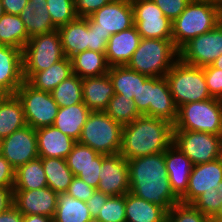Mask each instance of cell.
I'll return each instance as SVG.
<instances>
[{
	"mask_svg": "<svg viewBox=\"0 0 222 222\" xmlns=\"http://www.w3.org/2000/svg\"><path fill=\"white\" fill-rule=\"evenodd\" d=\"M130 190L137 197L168 212L180 199L171 189L165 165V152L129 159Z\"/></svg>",
	"mask_w": 222,
	"mask_h": 222,
	"instance_id": "6da1fadb",
	"label": "cell"
},
{
	"mask_svg": "<svg viewBox=\"0 0 222 222\" xmlns=\"http://www.w3.org/2000/svg\"><path fill=\"white\" fill-rule=\"evenodd\" d=\"M172 143V124L142 115L123 126L120 154L127 160L134 159L165 152Z\"/></svg>",
	"mask_w": 222,
	"mask_h": 222,
	"instance_id": "7a4b0ae2",
	"label": "cell"
},
{
	"mask_svg": "<svg viewBox=\"0 0 222 222\" xmlns=\"http://www.w3.org/2000/svg\"><path fill=\"white\" fill-rule=\"evenodd\" d=\"M219 23V5L215 0H191L172 22V40L180 50L187 42L213 29Z\"/></svg>",
	"mask_w": 222,
	"mask_h": 222,
	"instance_id": "3957f363",
	"label": "cell"
},
{
	"mask_svg": "<svg viewBox=\"0 0 222 222\" xmlns=\"http://www.w3.org/2000/svg\"><path fill=\"white\" fill-rule=\"evenodd\" d=\"M178 59L172 39L142 38L126 66L149 77H164Z\"/></svg>",
	"mask_w": 222,
	"mask_h": 222,
	"instance_id": "277c9868",
	"label": "cell"
},
{
	"mask_svg": "<svg viewBox=\"0 0 222 222\" xmlns=\"http://www.w3.org/2000/svg\"><path fill=\"white\" fill-rule=\"evenodd\" d=\"M176 106L212 98L208 92L202 67L187 64L180 58L166 74Z\"/></svg>",
	"mask_w": 222,
	"mask_h": 222,
	"instance_id": "5b68a950",
	"label": "cell"
},
{
	"mask_svg": "<svg viewBox=\"0 0 222 222\" xmlns=\"http://www.w3.org/2000/svg\"><path fill=\"white\" fill-rule=\"evenodd\" d=\"M134 103L142 115L162 119L172 125L176 122L178 107L165 76L149 77L140 85Z\"/></svg>",
	"mask_w": 222,
	"mask_h": 222,
	"instance_id": "8992f818",
	"label": "cell"
},
{
	"mask_svg": "<svg viewBox=\"0 0 222 222\" xmlns=\"http://www.w3.org/2000/svg\"><path fill=\"white\" fill-rule=\"evenodd\" d=\"M122 133L123 125L115 122L104 111H91L78 142L91 147L99 154H118Z\"/></svg>",
	"mask_w": 222,
	"mask_h": 222,
	"instance_id": "52a82bcc",
	"label": "cell"
},
{
	"mask_svg": "<svg viewBox=\"0 0 222 222\" xmlns=\"http://www.w3.org/2000/svg\"><path fill=\"white\" fill-rule=\"evenodd\" d=\"M65 57L58 30L31 37L22 50L23 78L48 69Z\"/></svg>",
	"mask_w": 222,
	"mask_h": 222,
	"instance_id": "ba28073f",
	"label": "cell"
},
{
	"mask_svg": "<svg viewBox=\"0 0 222 222\" xmlns=\"http://www.w3.org/2000/svg\"><path fill=\"white\" fill-rule=\"evenodd\" d=\"M173 130L222 135V108L217 98L184 104L178 108Z\"/></svg>",
	"mask_w": 222,
	"mask_h": 222,
	"instance_id": "9c48e42d",
	"label": "cell"
},
{
	"mask_svg": "<svg viewBox=\"0 0 222 222\" xmlns=\"http://www.w3.org/2000/svg\"><path fill=\"white\" fill-rule=\"evenodd\" d=\"M21 100L26 124L34 129L52 126L59 106L50 92L34 89L24 81L16 91Z\"/></svg>",
	"mask_w": 222,
	"mask_h": 222,
	"instance_id": "30bf717a",
	"label": "cell"
},
{
	"mask_svg": "<svg viewBox=\"0 0 222 222\" xmlns=\"http://www.w3.org/2000/svg\"><path fill=\"white\" fill-rule=\"evenodd\" d=\"M173 144L190 159L193 165L211 162L222 157V135L173 130Z\"/></svg>",
	"mask_w": 222,
	"mask_h": 222,
	"instance_id": "8fae6325",
	"label": "cell"
},
{
	"mask_svg": "<svg viewBox=\"0 0 222 222\" xmlns=\"http://www.w3.org/2000/svg\"><path fill=\"white\" fill-rule=\"evenodd\" d=\"M134 25L142 38L172 39V21L153 0H131Z\"/></svg>",
	"mask_w": 222,
	"mask_h": 222,
	"instance_id": "7c38bea8",
	"label": "cell"
},
{
	"mask_svg": "<svg viewBox=\"0 0 222 222\" xmlns=\"http://www.w3.org/2000/svg\"><path fill=\"white\" fill-rule=\"evenodd\" d=\"M222 54V24L191 39L179 50V58L190 65H211Z\"/></svg>",
	"mask_w": 222,
	"mask_h": 222,
	"instance_id": "4fadbf2b",
	"label": "cell"
},
{
	"mask_svg": "<svg viewBox=\"0 0 222 222\" xmlns=\"http://www.w3.org/2000/svg\"><path fill=\"white\" fill-rule=\"evenodd\" d=\"M1 155L16 169L38 158L36 129L26 125L3 138Z\"/></svg>",
	"mask_w": 222,
	"mask_h": 222,
	"instance_id": "5bb4252c",
	"label": "cell"
},
{
	"mask_svg": "<svg viewBox=\"0 0 222 222\" xmlns=\"http://www.w3.org/2000/svg\"><path fill=\"white\" fill-rule=\"evenodd\" d=\"M99 171L97 190L108 196H121L129 192L128 161L120 153L106 155Z\"/></svg>",
	"mask_w": 222,
	"mask_h": 222,
	"instance_id": "9a60e30c",
	"label": "cell"
},
{
	"mask_svg": "<svg viewBox=\"0 0 222 222\" xmlns=\"http://www.w3.org/2000/svg\"><path fill=\"white\" fill-rule=\"evenodd\" d=\"M89 17L97 24V28L111 35L134 26L131 0H112Z\"/></svg>",
	"mask_w": 222,
	"mask_h": 222,
	"instance_id": "2e32d148",
	"label": "cell"
},
{
	"mask_svg": "<svg viewBox=\"0 0 222 222\" xmlns=\"http://www.w3.org/2000/svg\"><path fill=\"white\" fill-rule=\"evenodd\" d=\"M58 193L50 187L33 190H13V205L23 215H44L54 217Z\"/></svg>",
	"mask_w": 222,
	"mask_h": 222,
	"instance_id": "e0dca14e",
	"label": "cell"
},
{
	"mask_svg": "<svg viewBox=\"0 0 222 222\" xmlns=\"http://www.w3.org/2000/svg\"><path fill=\"white\" fill-rule=\"evenodd\" d=\"M213 187H222V157L193 165L187 192L180 198V202L192 204L203 192Z\"/></svg>",
	"mask_w": 222,
	"mask_h": 222,
	"instance_id": "ac0fdd59",
	"label": "cell"
},
{
	"mask_svg": "<svg viewBox=\"0 0 222 222\" xmlns=\"http://www.w3.org/2000/svg\"><path fill=\"white\" fill-rule=\"evenodd\" d=\"M23 82L22 50L0 45V95L16 94Z\"/></svg>",
	"mask_w": 222,
	"mask_h": 222,
	"instance_id": "d6986e66",
	"label": "cell"
},
{
	"mask_svg": "<svg viewBox=\"0 0 222 222\" xmlns=\"http://www.w3.org/2000/svg\"><path fill=\"white\" fill-rule=\"evenodd\" d=\"M165 165L171 189L180 199L187 192L193 163L172 143L165 151Z\"/></svg>",
	"mask_w": 222,
	"mask_h": 222,
	"instance_id": "ffe728a7",
	"label": "cell"
},
{
	"mask_svg": "<svg viewBox=\"0 0 222 222\" xmlns=\"http://www.w3.org/2000/svg\"><path fill=\"white\" fill-rule=\"evenodd\" d=\"M141 39L135 25L127 30L112 34L107 42L105 52L109 66L126 65L138 48Z\"/></svg>",
	"mask_w": 222,
	"mask_h": 222,
	"instance_id": "44dd1931",
	"label": "cell"
},
{
	"mask_svg": "<svg viewBox=\"0 0 222 222\" xmlns=\"http://www.w3.org/2000/svg\"><path fill=\"white\" fill-rule=\"evenodd\" d=\"M38 156L66 159L77 142L52 126L36 129Z\"/></svg>",
	"mask_w": 222,
	"mask_h": 222,
	"instance_id": "7402d4cb",
	"label": "cell"
},
{
	"mask_svg": "<svg viewBox=\"0 0 222 222\" xmlns=\"http://www.w3.org/2000/svg\"><path fill=\"white\" fill-rule=\"evenodd\" d=\"M83 102L91 111H105L115 95L109 74L82 79Z\"/></svg>",
	"mask_w": 222,
	"mask_h": 222,
	"instance_id": "603a6c76",
	"label": "cell"
},
{
	"mask_svg": "<svg viewBox=\"0 0 222 222\" xmlns=\"http://www.w3.org/2000/svg\"><path fill=\"white\" fill-rule=\"evenodd\" d=\"M57 30L65 57L71 58L79 52L88 50L89 17H77Z\"/></svg>",
	"mask_w": 222,
	"mask_h": 222,
	"instance_id": "cb8c5ba5",
	"label": "cell"
},
{
	"mask_svg": "<svg viewBox=\"0 0 222 222\" xmlns=\"http://www.w3.org/2000/svg\"><path fill=\"white\" fill-rule=\"evenodd\" d=\"M19 16L29 38L57 29L52 22L46 0H29Z\"/></svg>",
	"mask_w": 222,
	"mask_h": 222,
	"instance_id": "d4e9b609",
	"label": "cell"
},
{
	"mask_svg": "<svg viewBox=\"0 0 222 222\" xmlns=\"http://www.w3.org/2000/svg\"><path fill=\"white\" fill-rule=\"evenodd\" d=\"M90 113L91 110L84 102L61 107L58 110L53 126L75 141H78Z\"/></svg>",
	"mask_w": 222,
	"mask_h": 222,
	"instance_id": "484cf974",
	"label": "cell"
},
{
	"mask_svg": "<svg viewBox=\"0 0 222 222\" xmlns=\"http://www.w3.org/2000/svg\"><path fill=\"white\" fill-rule=\"evenodd\" d=\"M26 125L23 105L17 95H0V138L8 137Z\"/></svg>",
	"mask_w": 222,
	"mask_h": 222,
	"instance_id": "4316f807",
	"label": "cell"
},
{
	"mask_svg": "<svg viewBox=\"0 0 222 222\" xmlns=\"http://www.w3.org/2000/svg\"><path fill=\"white\" fill-rule=\"evenodd\" d=\"M125 215L126 222H166L167 212L162 207L128 192L125 194Z\"/></svg>",
	"mask_w": 222,
	"mask_h": 222,
	"instance_id": "83f0119b",
	"label": "cell"
},
{
	"mask_svg": "<svg viewBox=\"0 0 222 222\" xmlns=\"http://www.w3.org/2000/svg\"><path fill=\"white\" fill-rule=\"evenodd\" d=\"M108 74L113 83L115 94L124 95L132 101L137 99L140 85L149 78V76L138 73L126 65L112 66Z\"/></svg>",
	"mask_w": 222,
	"mask_h": 222,
	"instance_id": "f1b7e54d",
	"label": "cell"
},
{
	"mask_svg": "<svg viewBox=\"0 0 222 222\" xmlns=\"http://www.w3.org/2000/svg\"><path fill=\"white\" fill-rule=\"evenodd\" d=\"M72 74L71 59L64 57L48 69L34 73L26 82L34 89L51 92Z\"/></svg>",
	"mask_w": 222,
	"mask_h": 222,
	"instance_id": "f546056e",
	"label": "cell"
},
{
	"mask_svg": "<svg viewBox=\"0 0 222 222\" xmlns=\"http://www.w3.org/2000/svg\"><path fill=\"white\" fill-rule=\"evenodd\" d=\"M70 59L73 74L81 79L105 75L110 69L105 52L85 50L75 54Z\"/></svg>",
	"mask_w": 222,
	"mask_h": 222,
	"instance_id": "4dcf8cb0",
	"label": "cell"
},
{
	"mask_svg": "<svg viewBox=\"0 0 222 222\" xmlns=\"http://www.w3.org/2000/svg\"><path fill=\"white\" fill-rule=\"evenodd\" d=\"M53 222H94L86 202L68 193H59Z\"/></svg>",
	"mask_w": 222,
	"mask_h": 222,
	"instance_id": "1f68e13d",
	"label": "cell"
},
{
	"mask_svg": "<svg viewBox=\"0 0 222 222\" xmlns=\"http://www.w3.org/2000/svg\"><path fill=\"white\" fill-rule=\"evenodd\" d=\"M47 185L56 193H66L74 175L67 165L66 159L41 157Z\"/></svg>",
	"mask_w": 222,
	"mask_h": 222,
	"instance_id": "d6a6232c",
	"label": "cell"
},
{
	"mask_svg": "<svg viewBox=\"0 0 222 222\" xmlns=\"http://www.w3.org/2000/svg\"><path fill=\"white\" fill-rule=\"evenodd\" d=\"M47 186L46 174L41 157L20 165L15 169L13 190H33Z\"/></svg>",
	"mask_w": 222,
	"mask_h": 222,
	"instance_id": "836d02e7",
	"label": "cell"
},
{
	"mask_svg": "<svg viewBox=\"0 0 222 222\" xmlns=\"http://www.w3.org/2000/svg\"><path fill=\"white\" fill-rule=\"evenodd\" d=\"M29 39L24 23L19 15L5 13L0 18V45L23 50Z\"/></svg>",
	"mask_w": 222,
	"mask_h": 222,
	"instance_id": "e575fe53",
	"label": "cell"
},
{
	"mask_svg": "<svg viewBox=\"0 0 222 222\" xmlns=\"http://www.w3.org/2000/svg\"><path fill=\"white\" fill-rule=\"evenodd\" d=\"M50 93L59 108L83 103L82 79L72 74Z\"/></svg>",
	"mask_w": 222,
	"mask_h": 222,
	"instance_id": "d590c367",
	"label": "cell"
},
{
	"mask_svg": "<svg viewBox=\"0 0 222 222\" xmlns=\"http://www.w3.org/2000/svg\"><path fill=\"white\" fill-rule=\"evenodd\" d=\"M105 156V154H99L91 147L77 141L72 151L68 154L66 161L73 175L78 176L81 170L88 166H98V164H102Z\"/></svg>",
	"mask_w": 222,
	"mask_h": 222,
	"instance_id": "8d00e7d4",
	"label": "cell"
},
{
	"mask_svg": "<svg viewBox=\"0 0 222 222\" xmlns=\"http://www.w3.org/2000/svg\"><path fill=\"white\" fill-rule=\"evenodd\" d=\"M104 112L123 126L142 116L134 101L121 94H115L110 99Z\"/></svg>",
	"mask_w": 222,
	"mask_h": 222,
	"instance_id": "74e56055",
	"label": "cell"
},
{
	"mask_svg": "<svg viewBox=\"0 0 222 222\" xmlns=\"http://www.w3.org/2000/svg\"><path fill=\"white\" fill-rule=\"evenodd\" d=\"M53 24L59 28L78 16L75 11L74 0H46Z\"/></svg>",
	"mask_w": 222,
	"mask_h": 222,
	"instance_id": "f35d334b",
	"label": "cell"
},
{
	"mask_svg": "<svg viewBox=\"0 0 222 222\" xmlns=\"http://www.w3.org/2000/svg\"><path fill=\"white\" fill-rule=\"evenodd\" d=\"M94 222H126L125 195L110 196Z\"/></svg>",
	"mask_w": 222,
	"mask_h": 222,
	"instance_id": "ab89813d",
	"label": "cell"
},
{
	"mask_svg": "<svg viewBox=\"0 0 222 222\" xmlns=\"http://www.w3.org/2000/svg\"><path fill=\"white\" fill-rule=\"evenodd\" d=\"M211 218L200 212L192 204H175L166 215V222H210Z\"/></svg>",
	"mask_w": 222,
	"mask_h": 222,
	"instance_id": "60d3db41",
	"label": "cell"
},
{
	"mask_svg": "<svg viewBox=\"0 0 222 222\" xmlns=\"http://www.w3.org/2000/svg\"><path fill=\"white\" fill-rule=\"evenodd\" d=\"M221 203L222 187H213L203 192L192 205L212 219L219 211Z\"/></svg>",
	"mask_w": 222,
	"mask_h": 222,
	"instance_id": "b9f144b4",
	"label": "cell"
},
{
	"mask_svg": "<svg viewBox=\"0 0 222 222\" xmlns=\"http://www.w3.org/2000/svg\"><path fill=\"white\" fill-rule=\"evenodd\" d=\"M110 36V33H105L101 29L97 28V24L89 17L88 50L95 52H106L107 42Z\"/></svg>",
	"mask_w": 222,
	"mask_h": 222,
	"instance_id": "7bdbcfd3",
	"label": "cell"
},
{
	"mask_svg": "<svg viewBox=\"0 0 222 222\" xmlns=\"http://www.w3.org/2000/svg\"><path fill=\"white\" fill-rule=\"evenodd\" d=\"M208 92L212 98H218L222 94V69L212 65L202 67Z\"/></svg>",
	"mask_w": 222,
	"mask_h": 222,
	"instance_id": "ee69618b",
	"label": "cell"
},
{
	"mask_svg": "<svg viewBox=\"0 0 222 222\" xmlns=\"http://www.w3.org/2000/svg\"><path fill=\"white\" fill-rule=\"evenodd\" d=\"M172 22L185 10L191 0H153Z\"/></svg>",
	"mask_w": 222,
	"mask_h": 222,
	"instance_id": "f6af8a7d",
	"label": "cell"
},
{
	"mask_svg": "<svg viewBox=\"0 0 222 222\" xmlns=\"http://www.w3.org/2000/svg\"><path fill=\"white\" fill-rule=\"evenodd\" d=\"M95 188L89 186L86 182L74 176L72 183L69 185L68 193L72 197L86 202L95 192Z\"/></svg>",
	"mask_w": 222,
	"mask_h": 222,
	"instance_id": "bcb514c9",
	"label": "cell"
},
{
	"mask_svg": "<svg viewBox=\"0 0 222 222\" xmlns=\"http://www.w3.org/2000/svg\"><path fill=\"white\" fill-rule=\"evenodd\" d=\"M112 0H74L78 17H89L95 11L110 3Z\"/></svg>",
	"mask_w": 222,
	"mask_h": 222,
	"instance_id": "7dc6e473",
	"label": "cell"
},
{
	"mask_svg": "<svg viewBox=\"0 0 222 222\" xmlns=\"http://www.w3.org/2000/svg\"><path fill=\"white\" fill-rule=\"evenodd\" d=\"M15 168L0 154V188H14Z\"/></svg>",
	"mask_w": 222,
	"mask_h": 222,
	"instance_id": "c3c4849f",
	"label": "cell"
},
{
	"mask_svg": "<svg viewBox=\"0 0 222 222\" xmlns=\"http://www.w3.org/2000/svg\"><path fill=\"white\" fill-rule=\"evenodd\" d=\"M109 197L110 196H108L107 194H104L103 192L96 189L94 194L86 201V205L89 208L90 215L93 220L98 217L99 211Z\"/></svg>",
	"mask_w": 222,
	"mask_h": 222,
	"instance_id": "681fc988",
	"label": "cell"
},
{
	"mask_svg": "<svg viewBox=\"0 0 222 222\" xmlns=\"http://www.w3.org/2000/svg\"><path fill=\"white\" fill-rule=\"evenodd\" d=\"M101 165L102 164H98V166H88L87 168L81 170L77 177L86 182L89 186L97 189L100 182L99 170Z\"/></svg>",
	"mask_w": 222,
	"mask_h": 222,
	"instance_id": "f907efd6",
	"label": "cell"
},
{
	"mask_svg": "<svg viewBox=\"0 0 222 222\" xmlns=\"http://www.w3.org/2000/svg\"><path fill=\"white\" fill-rule=\"evenodd\" d=\"M6 14L19 15L29 0H1Z\"/></svg>",
	"mask_w": 222,
	"mask_h": 222,
	"instance_id": "816d5d0a",
	"label": "cell"
},
{
	"mask_svg": "<svg viewBox=\"0 0 222 222\" xmlns=\"http://www.w3.org/2000/svg\"><path fill=\"white\" fill-rule=\"evenodd\" d=\"M13 205V188H0V213Z\"/></svg>",
	"mask_w": 222,
	"mask_h": 222,
	"instance_id": "f5cc1de1",
	"label": "cell"
},
{
	"mask_svg": "<svg viewBox=\"0 0 222 222\" xmlns=\"http://www.w3.org/2000/svg\"><path fill=\"white\" fill-rule=\"evenodd\" d=\"M0 222H23V214L12 205L7 211L0 213Z\"/></svg>",
	"mask_w": 222,
	"mask_h": 222,
	"instance_id": "db71d44e",
	"label": "cell"
},
{
	"mask_svg": "<svg viewBox=\"0 0 222 222\" xmlns=\"http://www.w3.org/2000/svg\"><path fill=\"white\" fill-rule=\"evenodd\" d=\"M23 222H53V218L38 214L23 215Z\"/></svg>",
	"mask_w": 222,
	"mask_h": 222,
	"instance_id": "11a10c76",
	"label": "cell"
},
{
	"mask_svg": "<svg viewBox=\"0 0 222 222\" xmlns=\"http://www.w3.org/2000/svg\"><path fill=\"white\" fill-rule=\"evenodd\" d=\"M215 68L222 69V54L211 64Z\"/></svg>",
	"mask_w": 222,
	"mask_h": 222,
	"instance_id": "9f6ffc18",
	"label": "cell"
},
{
	"mask_svg": "<svg viewBox=\"0 0 222 222\" xmlns=\"http://www.w3.org/2000/svg\"><path fill=\"white\" fill-rule=\"evenodd\" d=\"M212 220L217 221V222H222V203L220 206L219 211L217 212V214L212 218Z\"/></svg>",
	"mask_w": 222,
	"mask_h": 222,
	"instance_id": "6f0895ef",
	"label": "cell"
},
{
	"mask_svg": "<svg viewBox=\"0 0 222 222\" xmlns=\"http://www.w3.org/2000/svg\"><path fill=\"white\" fill-rule=\"evenodd\" d=\"M219 5V23L222 24V0L218 1Z\"/></svg>",
	"mask_w": 222,
	"mask_h": 222,
	"instance_id": "680465c9",
	"label": "cell"
},
{
	"mask_svg": "<svg viewBox=\"0 0 222 222\" xmlns=\"http://www.w3.org/2000/svg\"><path fill=\"white\" fill-rule=\"evenodd\" d=\"M5 14L4 9H3V5H2V1L0 0V18Z\"/></svg>",
	"mask_w": 222,
	"mask_h": 222,
	"instance_id": "91938a15",
	"label": "cell"
},
{
	"mask_svg": "<svg viewBox=\"0 0 222 222\" xmlns=\"http://www.w3.org/2000/svg\"><path fill=\"white\" fill-rule=\"evenodd\" d=\"M217 99L220 104V107L222 108V94Z\"/></svg>",
	"mask_w": 222,
	"mask_h": 222,
	"instance_id": "94428289",
	"label": "cell"
},
{
	"mask_svg": "<svg viewBox=\"0 0 222 222\" xmlns=\"http://www.w3.org/2000/svg\"><path fill=\"white\" fill-rule=\"evenodd\" d=\"M2 141H3V139L0 138V154H1V149H2Z\"/></svg>",
	"mask_w": 222,
	"mask_h": 222,
	"instance_id": "6125c7cd",
	"label": "cell"
}]
</instances>
